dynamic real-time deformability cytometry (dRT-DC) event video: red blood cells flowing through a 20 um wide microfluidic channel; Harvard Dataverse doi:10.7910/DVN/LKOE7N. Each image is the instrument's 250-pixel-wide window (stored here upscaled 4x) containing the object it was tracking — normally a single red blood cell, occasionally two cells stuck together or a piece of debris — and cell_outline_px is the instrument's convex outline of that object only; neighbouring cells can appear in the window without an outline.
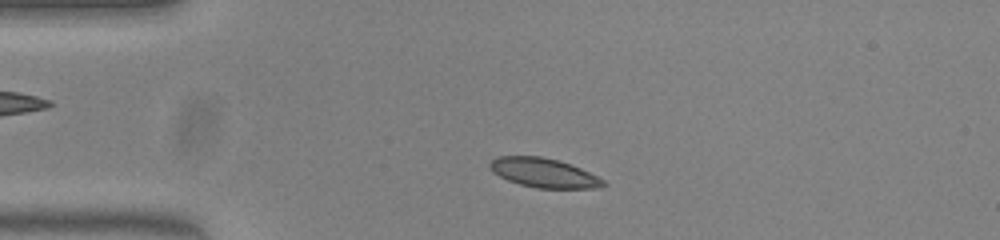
{"species": "common noctule bat (a hibernating species)", "species_latin": "Nyctalus noctula", "temperature_condition": "warm", "stored_images_in_passage": 46, "camera_frame_rate_fps": 3000, "um_per_image_px": 0.085, "animal": {"sex": "female", "body_mass_g": 23.0, "forearm_length_mm": 53.4}, "frame": {"image": 1, "passage_image": 6, "time_ms": 1.667, "image_size_px": [1000, 240], "cell_outline_px": [[608, 184], [596, 188], [536, 188], [520, 184], [508, 180], [492, 172], [488, 164], [496, 156], [540, 156], [556, 160], [580, 168], [604, 180]], "centroid_in_image_um": [46.19, 14.69], "position_along_channel_um": 38.8, "area_um2": 19.13}}
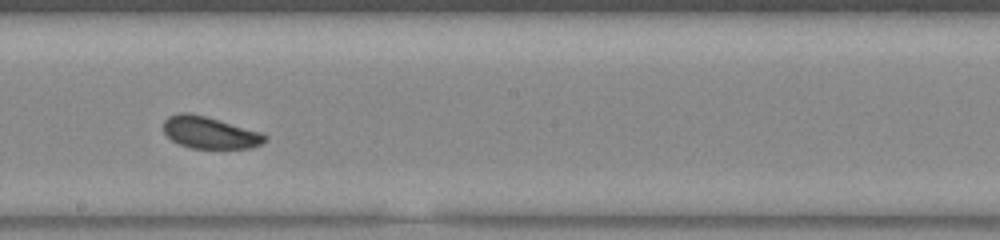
{"frame": {"image": 2, "passage_image": 23, "time_ms": 7.333, "image_size_px": [1000, 240], "cell_outline_px": [[268, 136], [260, 144], [252, 148], [192, 148], [180, 144], [172, 140], [164, 132], [164, 120], [168, 116], [180, 112], [188, 112], [204, 116], [264, 132]], "centroid_in_image_um": [17.85, 11.26], "position_along_channel_um": 230.4, "area_um2": 18.84}}
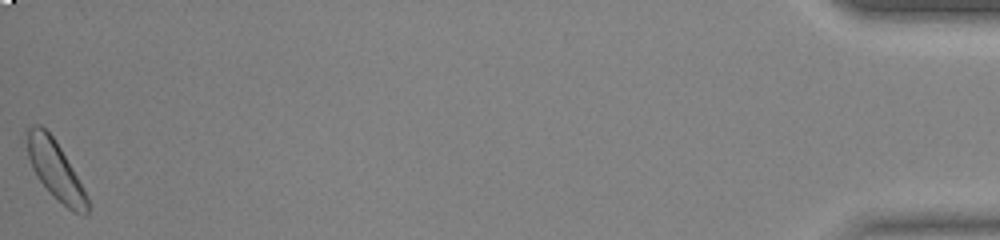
{"frame": {"image": 3, "passage_image": 46, "time_ms": 15.0, "image_size_px": [1000, 240], "cell_outline_px": [[88, 212], [84, 216], [72, 212], [36, 176], [32, 168], [28, 156], [24, 128], [32, 124], [40, 124], [52, 136], [60, 148], [72, 168], [88, 196]], "centroid_in_image_um": [4.67, 14.39], "position_along_channel_um": 430.5, "area_um2": 20.29}, "authors_computed_cell_mechanics": {"area_um2": 19.4208, "velocity_mm_per_s": 3.9256, "shape_relaxation_time_tau1_ms": 1.5575, "shape_relaxation_time_tau2_ms": 3.4915, "deformation_change_tau1": 0.0646, "deformation_change_tau2": 0.0799}}